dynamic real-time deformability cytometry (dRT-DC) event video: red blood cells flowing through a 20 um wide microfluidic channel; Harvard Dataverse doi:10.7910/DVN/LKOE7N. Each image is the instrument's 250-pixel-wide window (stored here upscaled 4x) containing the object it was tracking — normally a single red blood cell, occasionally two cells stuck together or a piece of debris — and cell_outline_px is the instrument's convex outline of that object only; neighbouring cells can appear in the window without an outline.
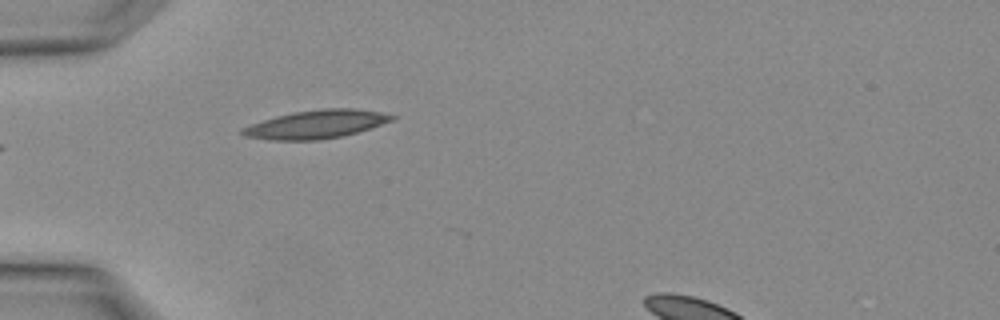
{"species": "Egyptian fruit bat (a non-hibernating species)", "species_latin": "Rousettus aegyptiacus", "temperature_condition": "warm", "stored_images_in_passage": 3, "segment_of_instrument_passage": [1, 2], "camera_frame_rate_fps": 3000, "um_per_image_px": 0.085, "animal": {"sex": "female"}, "frame": {"image": 1, "passage_image": 2, "time_ms": 0.333, "image_size_px": [1000, 320], "cell_outline_px": [[396, 120], [344, 136], [320, 140], [268, 140], [244, 136], [240, 132], [240, 128], [276, 116], [296, 112], [324, 108], [356, 108], [380, 112], [396, 116]], "centroid_in_image_um": [26.9, 10.57], "position_along_channel_um": 58.1, "area_um2": 24.74}}